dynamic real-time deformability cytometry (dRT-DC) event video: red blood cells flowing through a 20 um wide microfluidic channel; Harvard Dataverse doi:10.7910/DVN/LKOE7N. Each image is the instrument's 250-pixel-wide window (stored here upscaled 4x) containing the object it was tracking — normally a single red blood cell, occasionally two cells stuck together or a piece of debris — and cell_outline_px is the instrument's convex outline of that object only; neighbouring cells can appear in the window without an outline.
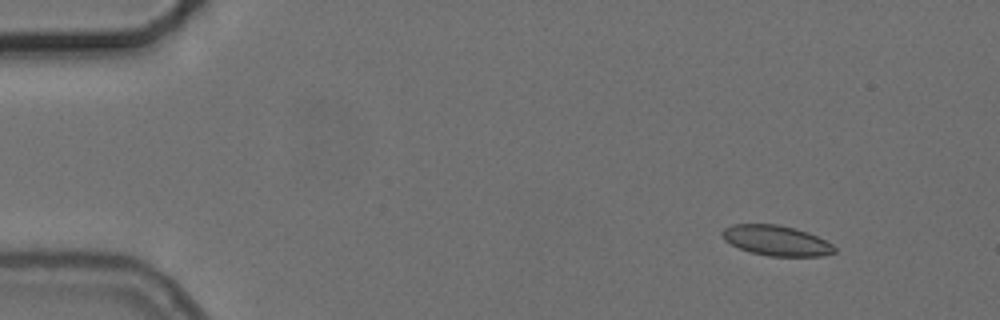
{"species": "common noctule bat (a hibernating species)", "species_latin": "Nyctalus noctula", "temperature_condition": "cold", "stored_images_in_passage": 5, "camera_frame_rate_fps": 3000, "um_per_image_px": 0.085, "animal": {"sex": "female", "body_mass_g": 24.6, "forearm_length_mm": 56.2}, "frame": {"image": 1, "passage_image": 1, "time_ms": 0.0, "image_size_px": [1000, 320], "cell_outline_px": [[836, 252], [824, 256], [768, 256], [752, 252], [740, 248], [724, 240], [720, 236], [720, 232], [724, 228], [732, 224], [776, 224], [796, 228], [808, 232], [832, 244], [836, 248]], "centroid_in_image_um": [65.98, 20.44], "position_along_channel_um": 19.0, "area_um2": 19.83}}